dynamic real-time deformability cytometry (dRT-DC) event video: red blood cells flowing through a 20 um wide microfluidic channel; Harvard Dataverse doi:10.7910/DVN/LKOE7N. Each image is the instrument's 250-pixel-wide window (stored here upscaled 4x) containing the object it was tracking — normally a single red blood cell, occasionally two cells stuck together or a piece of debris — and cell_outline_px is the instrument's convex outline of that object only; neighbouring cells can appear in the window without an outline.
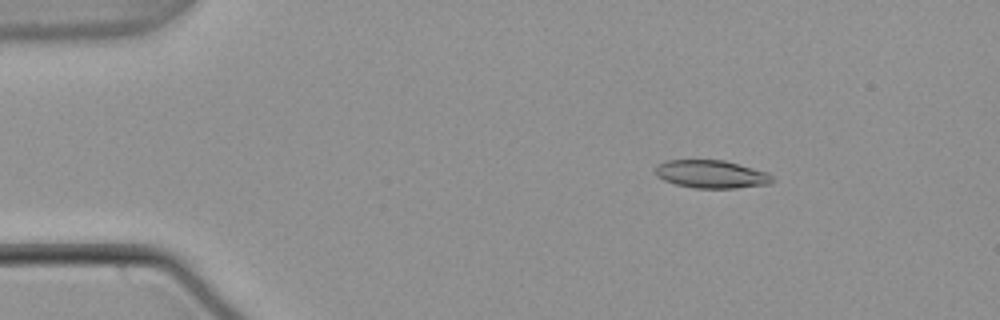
{"species": "common noctule bat (a hibernating species)", "species_latin": "Nyctalus noctula", "temperature_condition": "warm", "stored_images_in_passage": 47, "camera_frame_rate_fps": 3000, "um_per_image_px": 0.085, "animal": {"sex": "male", "body_mass_g": 21.5, "forearm_length_mm": 52.0}, "frame": {"image": 1, "passage_image": 1, "time_ms": 0.0, "image_size_px": [1000, 320], "cell_outline_px": [[776, 180], [768, 184], [736, 188], [696, 188], [676, 184], [664, 180], [656, 176], [656, 164], [664, 160], [724, 160], [740, 164], [768, 172]], "centroid_in_image_um": [60.47, 14.8], "position_along_channel_um": 24.5, "area_um2": 19.19}}
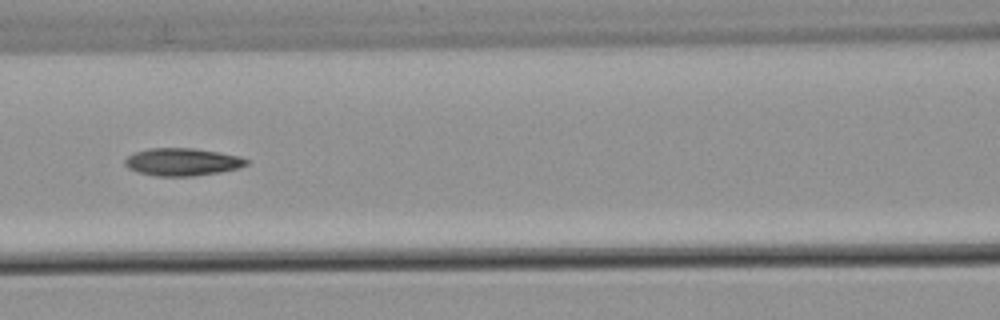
{"frame": {"image": 2, "passage_image": 17, "time_ms": 5.333, "image_size_px": [1000, 320], "cell_outline_px": [[248, 164], [240, 168], [220, 172], [192, 176], [156, 176], [136, 172], [128, 168], [124, 164], [124, 160], [128, 156], [136, 152], [148, 148], [192, 148], [240, 156], [248, 160]], "centroid_in_image_um": [15.48, 13.77], "position_along_channel_um": 151.1, "area_um2": 19.54}}
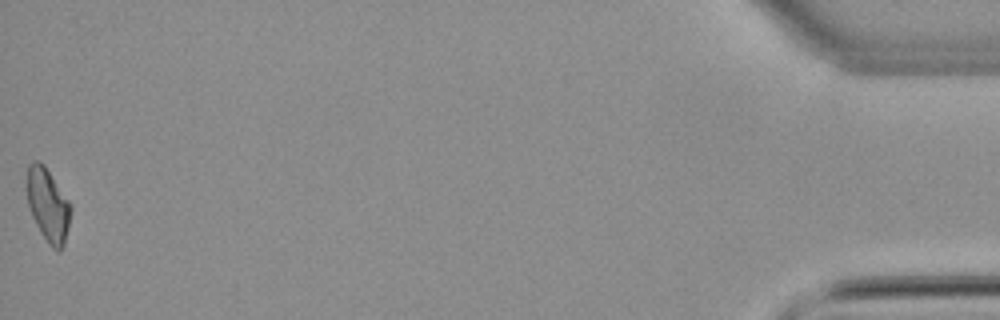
{"frame": {"image": 3, "passage_image": 47, "time_ms": 15.333, "image_size_px": [1000, 320], "cell_outline_px": [[72, 208], [64, 244], [60, 252], [52, 248], [48, 244], [40, 232], [28, 208], [24, 188], [24, 184], [28, 164], [32, 160], [40, 160], [44, 164], [68, 200]], "centroid_in_image_um": [4.01, 17.38], "position_along_channel_um": 431.2, "area_um2": 19.25}, "authors_computed_cell_mechanics": {"area_um2": 19.1896, "velocity_mm_per_s": 3.8024, "shape_relaxation_time_tau1_ms": null, "shape_relaxation_time_tau2_ms": 4.6308, "deformation_change_tau1": null, "deformation_change_tau2": 0.1154}}